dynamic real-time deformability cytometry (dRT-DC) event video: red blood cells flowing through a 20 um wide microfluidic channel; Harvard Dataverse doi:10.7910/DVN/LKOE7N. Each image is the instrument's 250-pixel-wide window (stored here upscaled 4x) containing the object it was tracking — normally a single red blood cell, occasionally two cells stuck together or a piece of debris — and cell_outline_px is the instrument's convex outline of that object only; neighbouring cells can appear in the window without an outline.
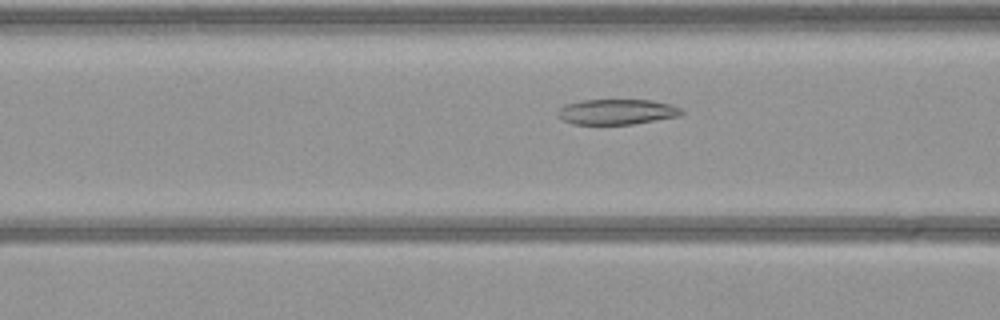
{"species": "common noctule bat (a hibernating species)", "species_latin": "Nyctalus noctula", "temperature_condition": "warm", "stored_images_in_passage": 53, "camera_frame_rate_fps": 3000, "um_per_image_px": 0.085, "animal": {"sex": "female", "body_mass_g": 21.9}, "frame": {"image": 1, "passage_image": 20, "time_ms": 6.333, "image_size_px": [1000, 320], "cell_outline_px": [[684, 112], [680, 116], [632, 124], [572, 124], [556, 116], [556, 112], [564, 104], [580, 100], [652, 100], [672, 104], [680, 108]], "centroid_in_image_um": [52.41, 9.5], "position_along_channel_um": 114.2, "area_um2": 18.44}}
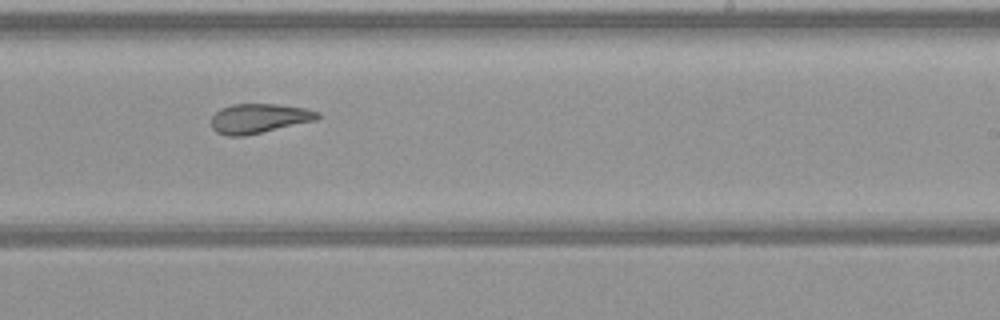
{"frame": {"image": 2, "passage_image": 32, "time_ms": 10.333, "image_size_px": [1000, 320], "cell_outline_px": [[320, 116], [316, 120], [244, 136], [228, 136], [216, 132], [212, 128], [212, 116], [220, 108], [232, 104], [276, 104], [304, 108], [320, 112]], "centroid_in_image_um": [22.0, 10.06], "position_along_channel_um": 267.0, "area_um2": 18.21}}
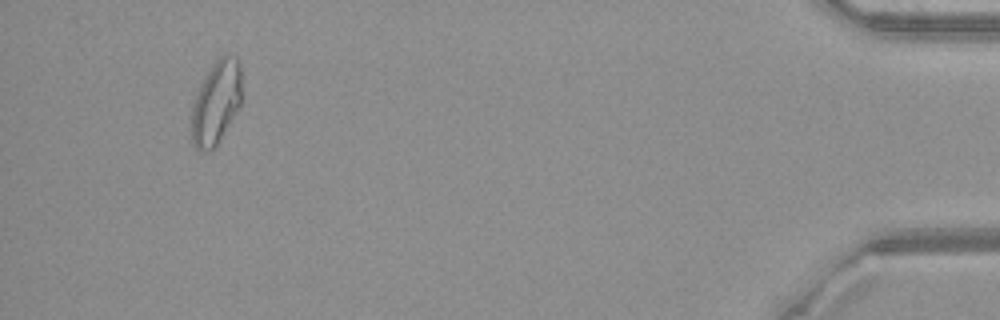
{"frame": {"image": 3, "passage_image": 50, "time_ms": 16.333, "image_size_px": [1000, 320], "cell_outline_px": [[240, 104], [216, 144], [208, 152], [204, 152], [196, 148], [192, 144], [192, 108], [200, 84], [212, 64], [224, 52], [228, 52], [236, 56], [240, 68]], "centroid_in_image_um": [18.35, 8.66], "position_along_channel_um": 416.8, "area_um2": 23.93}}